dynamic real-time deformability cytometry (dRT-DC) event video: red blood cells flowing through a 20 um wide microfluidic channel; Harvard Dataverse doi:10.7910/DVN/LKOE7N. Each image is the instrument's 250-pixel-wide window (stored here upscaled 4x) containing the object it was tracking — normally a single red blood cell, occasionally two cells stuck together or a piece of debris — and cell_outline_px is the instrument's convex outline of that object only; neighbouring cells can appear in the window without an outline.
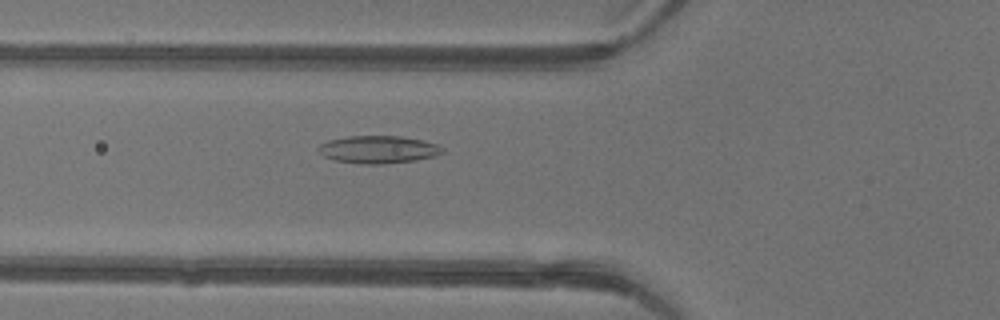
{"species": "common noctule bat (a hibernating species)", "species_latin": "Nyctalus noctula", "temperature_condition": "warm", "stored_images_in_passage": 35, "camera_frame_rate_fps": 3000, "um_per_image_px": 0.085, "animal": {"sex": "female"}, "frame": {"image": 1, "passage_image": 6, "time_ms": 1.667, "image_size_px": [1000, 320], "cell_outline_px": [[444, 152], [436, 156], [416, 160], [380, 164], [364, 164], [336, 160], [324, 156], [316, 148], [320, 144], [328, 140], [348, 136], [400, 136], [424, 140], [436, 144], [444, 148]], "centroid_in_image_um": [32.18, 12.7], "position_along_channel_um": 93.6, "area_um2": 19.94}}
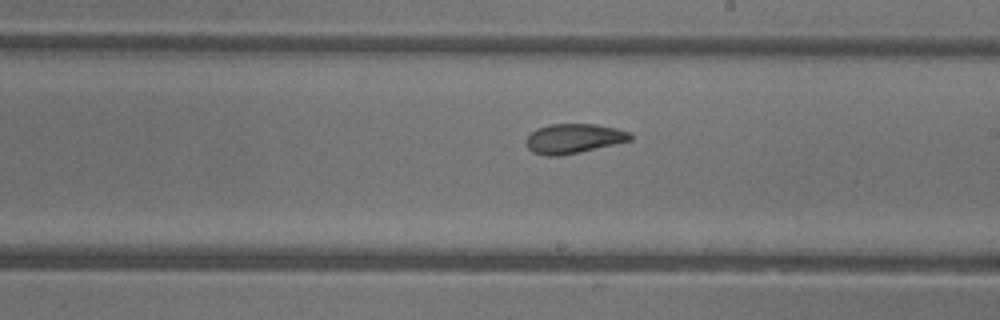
{"frame": {"image": 2, "passage_image": 16, "time_ms": 5.0, "image_size_px": [1000, 320], "cell_outline_px": [[632, 140], [580, 152], [560, 156], [544, 156], [532, 152], [528, 148], [524, 140], [536, 128], [548, 124], [596, 124], [616, 128], [632, 132]], "centroid_in_image_um": [48.75, 11.78], "position_along_channel_um": 240.3, "area_um2": 18.21}}
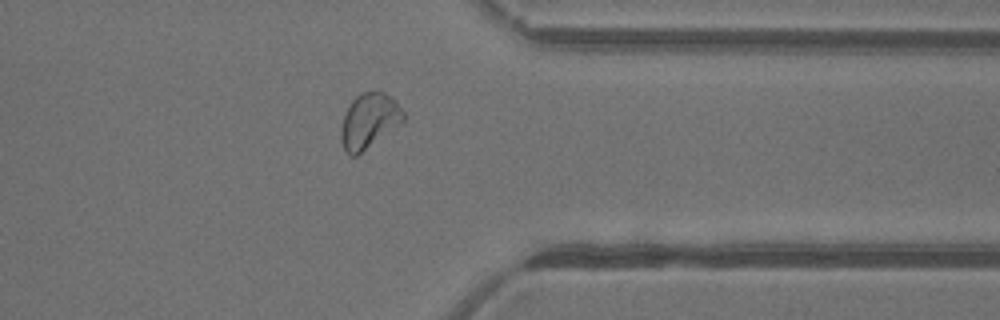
{"frame": {"image": 3, "passage_image": 26, "time_ms": 8.333, "image_size_px": [1000, 320], "cell_outline_px": [[408, 116], [400, 124], [356, 156], [352, 156], [344, 148], [340, 140], [340, 132], [344, 112], [348, 104], [356, 96], [364, 92], [384, 92]], "centroid_in_image_um": [31.34, 10.27], "position_along_channel_um": 380.1, "area_um2": 19.71}, "authors_computed_cell_mechanics": {"area_um2": 19.074, "velocity_mm_per_s": 4.3865, "shape_relaxation_time_tau1_ms": null, "shape_relaxation_time_tau2_ms": 2.287, "deformation_change_tau1": null, "deformation_change_tau2": 0.0903}}